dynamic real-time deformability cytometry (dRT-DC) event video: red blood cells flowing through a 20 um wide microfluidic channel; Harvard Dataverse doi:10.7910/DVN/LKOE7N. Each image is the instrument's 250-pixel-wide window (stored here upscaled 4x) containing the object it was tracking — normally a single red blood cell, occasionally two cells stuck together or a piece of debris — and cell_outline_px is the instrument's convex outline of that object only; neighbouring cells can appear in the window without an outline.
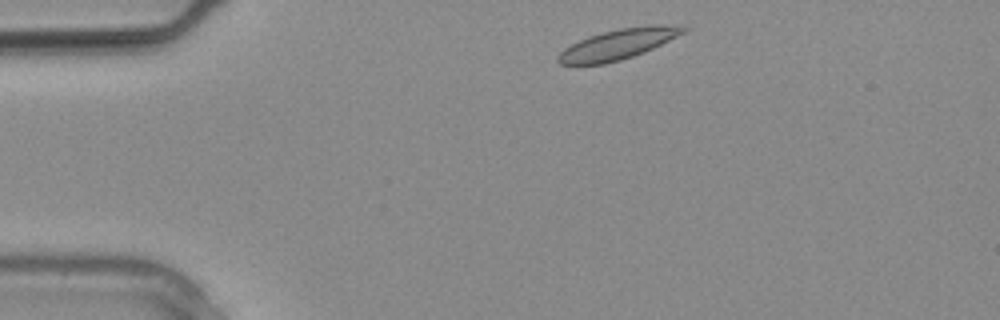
{"species": "common noctule bat (a hibernating species)", "species_latin": "Nyctalus noctula", "temperature_condition": "warm", "stored_images_in_passage": 24, "camera_frame_rate_fps": 3000, "um_per_image_px": 0.085, "animal": {"sex": "male", "body_mass_g": 20.4}, "frame": {"image": 1, "passage_image": 1, "time_ms": 0.0, "image_size_px": [1000, 320], "cell_outline_px": [[688, 28], [684, 32], [644, 52], [620, 60], [604, 64], [560, 64], [556, 60], [556, 56], [564, 48], [588, 36], [620, 28], [648, 24], [680, 24]], "centroid_in_image_um": [52.55, 3.74], "position_along_channel_um": 32.5, "area_um2": 22.02}}